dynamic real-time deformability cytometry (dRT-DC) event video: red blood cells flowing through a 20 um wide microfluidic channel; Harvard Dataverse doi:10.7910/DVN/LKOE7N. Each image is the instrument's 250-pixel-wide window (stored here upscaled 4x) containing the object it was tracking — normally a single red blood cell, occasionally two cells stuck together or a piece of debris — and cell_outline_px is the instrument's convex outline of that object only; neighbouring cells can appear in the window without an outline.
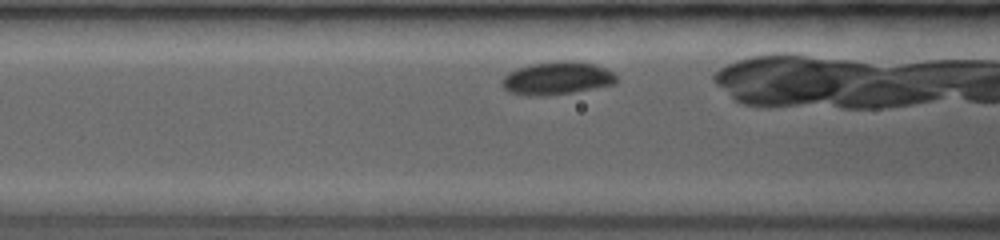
{"species": "common noctule bat (a hibernating species)", "species_latin": "Nyctalus noctula", "temperature_condition": "room temperature", "stored_images_in_passage": 9, "camera_frame_rate_fps": 3500, "um_per_image_px": 0.085, "animal": {"sex": "female", "body_mass_g": 19.0, "forearm_length_mm": 53.3}, "frame": {"image": 1, "passage_image": 3, "time_ms": 0.857, "image_size_px": [1000, 240], "cell_outline_px": [[616, 84], [572, 92], [512, 92], [504, 88], [500, 84], [500, 80], [508, 72], [516, 68], [532, 64], [556, 60], [572, 60], [596, 64], [608, 68], [616, 76]], "centroid_in_image_um": [47.42, 6.56], "position_along_channel_um": 119.2, "area_um2": 21.15}}